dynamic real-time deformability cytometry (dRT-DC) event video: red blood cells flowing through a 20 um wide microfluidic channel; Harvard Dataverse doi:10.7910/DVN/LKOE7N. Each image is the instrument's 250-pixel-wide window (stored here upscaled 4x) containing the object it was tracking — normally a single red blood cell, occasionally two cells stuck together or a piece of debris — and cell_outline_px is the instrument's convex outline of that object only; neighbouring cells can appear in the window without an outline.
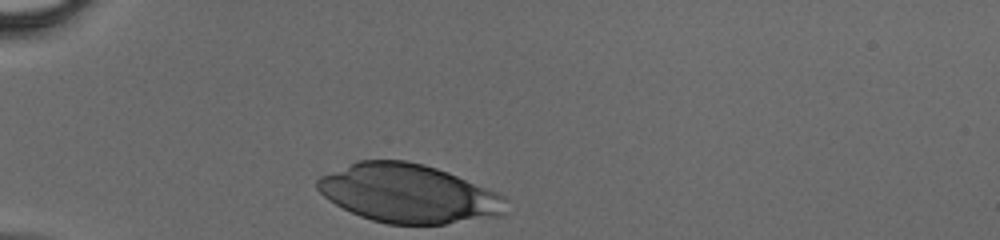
{"species": "human", "species_latin": "Homo sapiens", "temperature_condition": "cold", "stored_images_in_passage": 26, "camera_frame_rate_fps": 3000, "um_per_image_px": 0.085, "donor": {"sex": "male"}, "frame": {"image": 1, "passage_image": 1, "time_ms": 0.0, "image_size_px": [1000, 240], "cell_outline_px": [[508, 196], [504, 212], [500, 216], [444, 224], [388, 224], [372, 220], [360, 216], [336, 204], [324, 196], [316, 188], [316, 180], [320, 176], [356, 160], [404, 160], [424, 164], [448, 172]], "centroid_in_image_um": [34.73, 16.44], "position_along_channel_um": 50.3, "area_um2": 64.5}}